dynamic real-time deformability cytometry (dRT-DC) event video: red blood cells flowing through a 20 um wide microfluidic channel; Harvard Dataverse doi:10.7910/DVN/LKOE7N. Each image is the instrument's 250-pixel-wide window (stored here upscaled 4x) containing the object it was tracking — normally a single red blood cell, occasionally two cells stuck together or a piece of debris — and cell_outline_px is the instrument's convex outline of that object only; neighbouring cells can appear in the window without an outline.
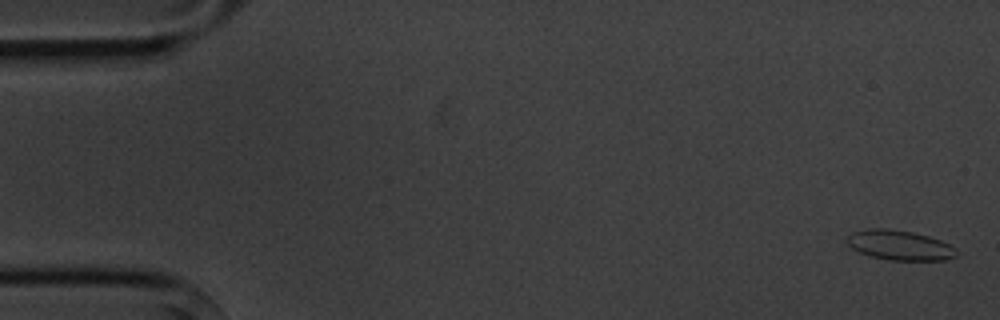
{"species": "common noctule bat (a hibernating species)", "species_latin": "Nyctalus noctula", "temperature_condition": "cold", "stored_images_in_passage": 5, "camera_frame_rate_fps": 3000, "um_per_image_px": 0.085, "animal": {"sex": "male", "body_mass_g": 20.1, "forearm_length_mm": 53.5}, "frame": {"image": 1, "passage_image": 1, "time_ms": 0.0, "image_size_px": [1000, 320], "cell_outline_px": [[956, 256], [944, 260], [888, 260], [872, 256], [860, 252], [852, 248], [848, 244], [848, 236], [852, 232], [868, 228], [884, 228], [912, 232], [928, 236], [940, 240], [956, 248]], "centroid_in_image_um": [76.47, 20.84], "position_along_channel_um": 8.5, "area_um2": 18.84}}
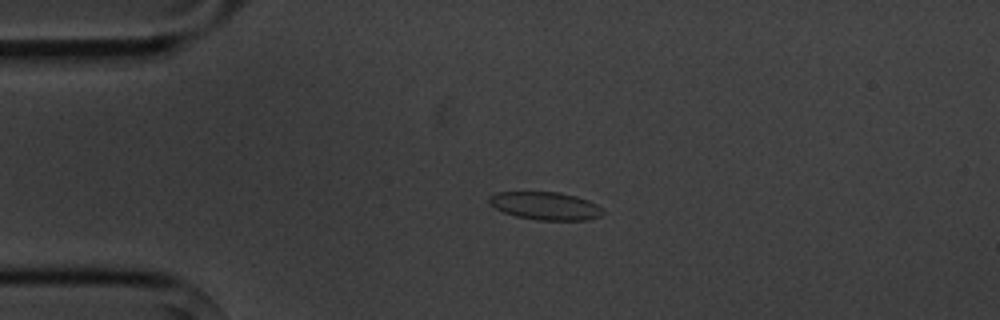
{"frame": {"image": 2, "passage_image": 4, "time_ms": 3.667, "image_size_px": [1000, 320], "cell_outline_px": [[604, 212], [600, 216], [588, 220], [536, 220], [516, 216], [504, 212], [488, 204], [488, 196], [496, 192], [560, 192], [576, 196], [588, 200], [596, 204]], "centroid_in_image_um": [46.33, 17.49], "position_along_channel_um": 38.7, "area_um2": 18.55}}